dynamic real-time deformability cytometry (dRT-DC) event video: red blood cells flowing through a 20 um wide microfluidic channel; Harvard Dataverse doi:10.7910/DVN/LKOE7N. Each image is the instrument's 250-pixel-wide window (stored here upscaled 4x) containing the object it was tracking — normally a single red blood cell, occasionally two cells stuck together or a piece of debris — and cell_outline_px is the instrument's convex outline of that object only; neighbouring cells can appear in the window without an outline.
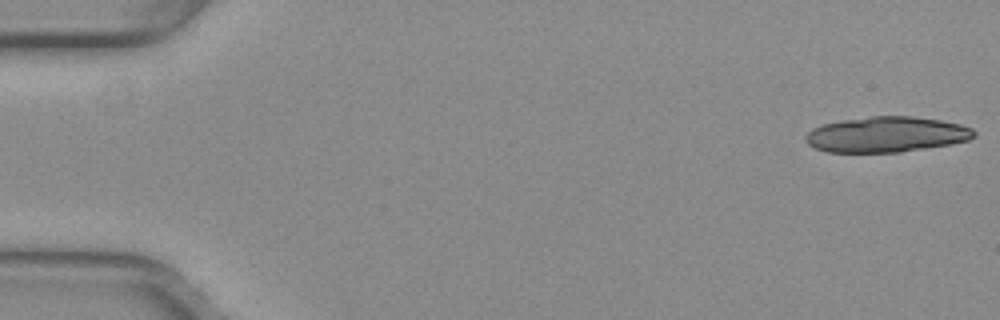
{"species": "common noctule bat (a hibernating species)", "species_latin": "Nyctalus noctula", "temperature_condition": "warm", "stored_images_in_passage": 17, "camera_frame_rate_fps": 3000, "um_per_image_px": 0.085, "animal": {"sex": "female", "body_mass_g": 29.2, "forearm_length_mm": 56.3}, "frame": {"image": 1, "passage_image": 1, "time_ms": 0.0, "image_size_px": [1000, 320], "cell_outline_px": [[976, 136], [968, 140], [948, 144], [900, 152], [828, 152], [816, 148], [808, 144], [804, 140], [804, 136], [812, 128], [824, 124], [844, 120], [872, 116], [912, 116], [940, 120], [960, 124], [972, 128], [976, 132]], "centroid_in_image_um": [75.34, 11.43], "position_along_channel_um": 9.7, "area_um2": 34.68}}